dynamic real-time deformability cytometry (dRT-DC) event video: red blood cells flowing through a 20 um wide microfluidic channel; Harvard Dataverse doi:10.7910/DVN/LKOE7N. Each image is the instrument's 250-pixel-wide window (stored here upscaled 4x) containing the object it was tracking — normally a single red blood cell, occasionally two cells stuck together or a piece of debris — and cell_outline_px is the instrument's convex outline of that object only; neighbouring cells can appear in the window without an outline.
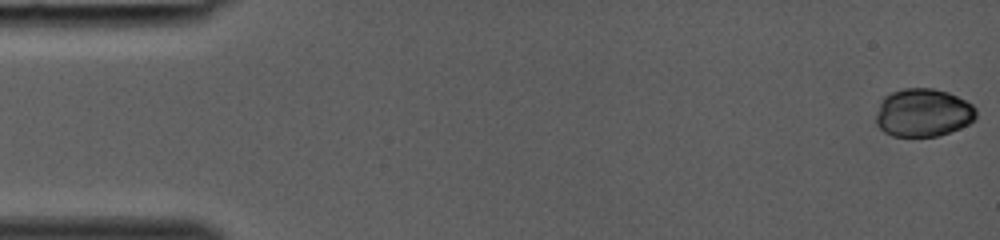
{"species": "common noctule bat (a hibernating species)", "species_latin": "Nyctalus noctula", "temperature_condition": "room temperature", "stored_images_in_passage": 35, "camera_frame_rate_fps": 3000, "um_per_image_px": 0.085, "animal": {"sex": "female", "body_mass_g": 19.0, "forearm_length_mm": 53.3}, "frame": {"image": 1, "passage_image": 1, "time_ms": 0.0, "image_size_px": [1000, 240], "cell_outline_px": [[976, 120], [960, 128], [940, 136], [892, 136], [884, 132], [876, 124], [876, 116], [880, 100], [884, 96], [892, 92], [904, 88], [932, 88], [948, 92], [972, 104], [976, 108]], "centroid_in_image_um": [78.46, 9.58], "position_along_channel_um": 6.5, "area_um2": 28.26}}
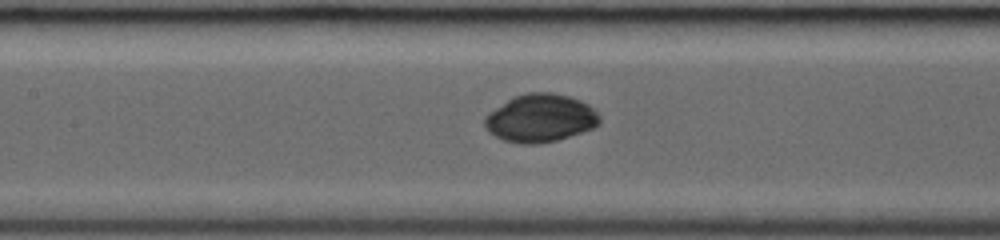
{"frame": {"image": 2, "passage_image": 19, "time_ms": 6.0, "image_size_px": [1000, 240], "cell_outline_px": [[600, 124], [592, 128], [556, 140], [536, 144], [520, 144], [504, 140], [488, 132], [484, 128], [484, 116], [488, 112], [512, 96], [528, 92], [552, 92], [568, 96], [580, 100], [588, 104], [600, 116]], "centroid_in_image_um": [45.88, 10.03], "position_along_channel_um": 161.5, "area_um2": 32.25}}
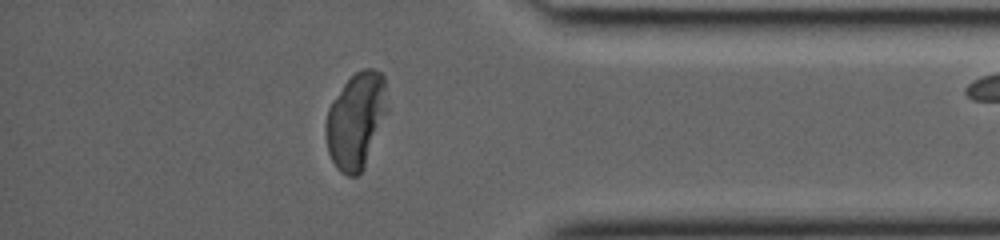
{"frame": {"image": 3, "passage_image": 34, "time_ms": 11.0, "image_size_px": [1000, 240], "cell_outline_px": [[388, 108], [364, 168], [356, 176], [348, 176], [340, 172], [336, 168], [328, 152], [324, 136], [324, 124], [328, 108], [332, 100], [344, 84], [356, 72], [364, 68], [372, 68], [380, 72], [384, 76]], "centroid_in_image_um": [30.23, 10.24], "position_along_channel_um": 405.0, "area_um2": 34.51}}